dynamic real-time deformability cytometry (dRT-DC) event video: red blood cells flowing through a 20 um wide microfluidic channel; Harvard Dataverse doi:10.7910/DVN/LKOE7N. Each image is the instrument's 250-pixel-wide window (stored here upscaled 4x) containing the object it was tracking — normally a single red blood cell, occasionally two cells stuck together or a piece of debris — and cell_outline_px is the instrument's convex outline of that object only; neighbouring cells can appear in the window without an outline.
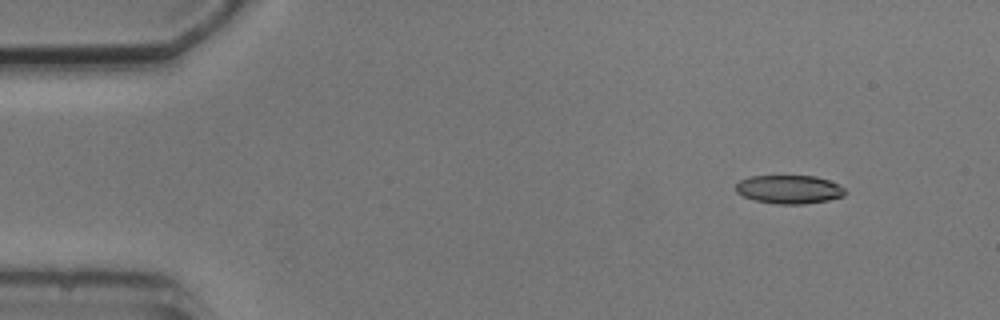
{"species": "common noctule bat (a hibernating species)", "species_latin": "Nyctalus noctula", "temperature_condition": "cold", "stored_images_in_passage": 3, "camera_frame_rate_fps": 3000, "um_per_image_px": 0.085, "animal": {"sex": "male", "body_mass_g": 20.5, "forearm_length_mm": 52.5}, "frame": {"image": 1, "passage_image": 1, "time_ms": 0.0, "image_size_px": [1000, 320], "cell_outline_px": [[848, 192], [844, 196], [828, 200], [804, 204], [776, 204], [756, 200], [744, 196], [736, 192], [736, 184], [740, 180], [752, 176], [816, 176], [828, 180], [844, 188]], "centroid_in_image_um": [67.1, 16.1], "position_along_channel_um": 17.9, "area_um2": 18.09}}